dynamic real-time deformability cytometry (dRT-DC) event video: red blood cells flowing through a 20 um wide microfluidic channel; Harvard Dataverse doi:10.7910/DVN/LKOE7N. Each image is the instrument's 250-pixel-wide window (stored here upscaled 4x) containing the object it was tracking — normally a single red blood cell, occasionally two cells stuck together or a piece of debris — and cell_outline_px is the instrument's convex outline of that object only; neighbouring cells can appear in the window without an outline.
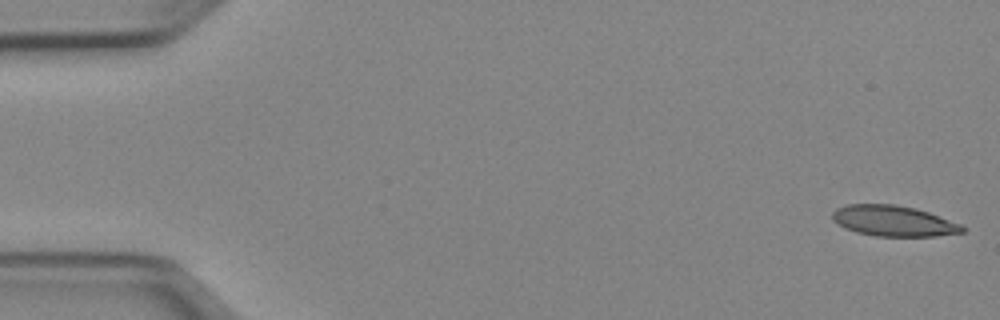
{"species": "Egyptian fruit bat (a non-hibernating species)", "species_latin": "Rousettus aegyptiacus", "temperature_condition": "cold", "stored_images_in_passage": 51, "camera_frame_rate_fps": 3000, "um_per_image_px": 0.085, "animal": {"sex": "female"}, "frame": {"image": 1, "passage_image": 1, "time_ms": 0.0, "image_size_px": [1000, 320], "cell_outline_px": [[968, 228], [964, 232], [936, 236], [876, 236], [856, 232], [844, 228], [832, 220], [832, 212], [836, 208], [848, 204], [896, 204], [916, 208], [928, 212], [960, 224]], "centroid_in_image_um": [75.94, 18.77], "position_along_channel_um": 9.1, "area_um2": 23.35}}
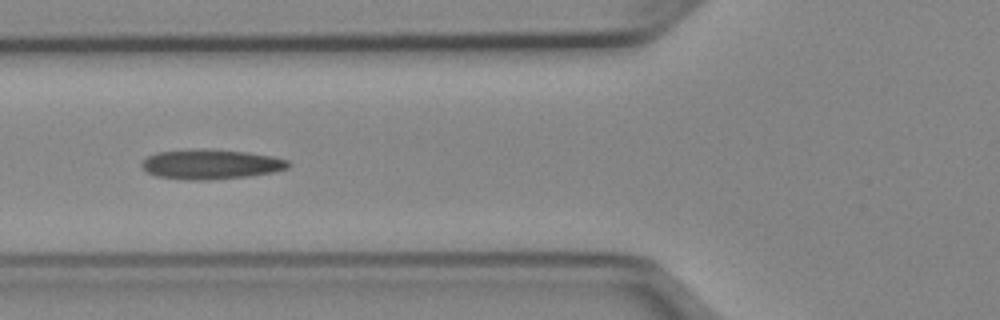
{"frame": {"image": 2, "passage_image": 19, "time_ms": 6.0, "image_size_px": [1000, 320], "cell_outline_px": [[292, 164], [288, 168], [272, 172], [248, 176], [208, 180], [184, 180], [156, 176], [148, 172], [140, 164], [148, 156], [156, 152], [196, 148], [204, 148], [248, 152], [272, 156], [288, 160]], "centroid_in_image_um": [17.92, 13.95], "position_along_channel_um": 107.9, "area_um2": 25.66}}
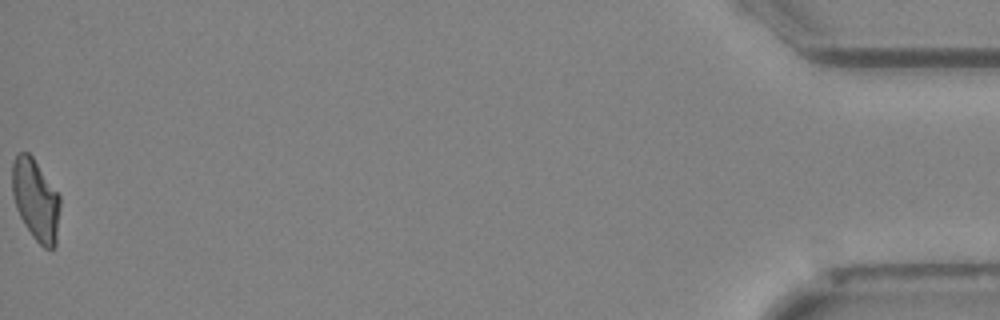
{"frame": {"image": 3, "passage_image": 51, "time_ms": 16.667, "image_size_px": [1000, 320], "cell_outline_px": [[60, 208], [56, 244], [52, 248], [44, 248], [32, 236], [24, 224], [16, 208], [12, 192], [12, 164], [16, 156], [20, 152], [28, 152], [32, 156], [60, 196]], "centroid_in_image_um": [3.04, 16.99], "position_along_channel_um": 432.2, "area_um2": 22.6}, "authors_computed_cell_mechanics": {"area_um2": 24.1026, "velocity_mm_per_s": 3.9709, "shape_relaxation_time_tau1_ms": 9.2365, "shape_relaxation_time_tau2_ms": 3.1061, "deformation_change_tau1": 0.2072, "deformation_change_tau2": 0.1043}}